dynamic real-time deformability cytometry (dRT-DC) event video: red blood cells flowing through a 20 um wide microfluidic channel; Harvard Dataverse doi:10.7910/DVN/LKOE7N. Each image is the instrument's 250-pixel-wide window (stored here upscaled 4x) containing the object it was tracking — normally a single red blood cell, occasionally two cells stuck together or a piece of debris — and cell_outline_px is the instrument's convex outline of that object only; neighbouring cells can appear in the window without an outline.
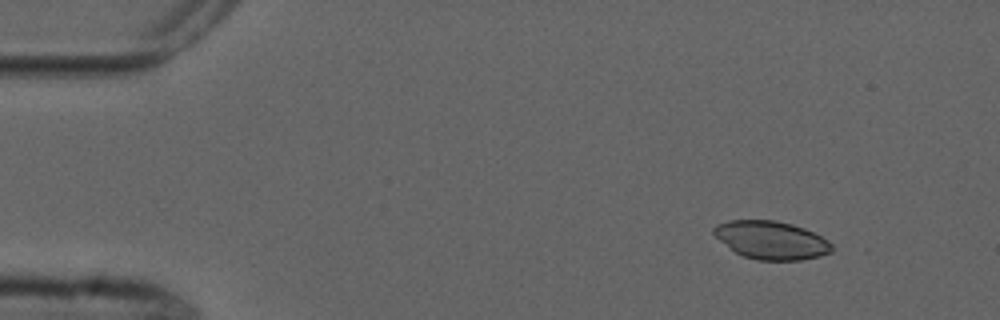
{"species": "common noctule bat (a hibernating species)", "species_latin": "Nyctalus noctula", "temperature_condition": "cold", "stored_images_in_passage": 4, "camera_frame_rate_fps": 3000, "um_per_image_px": 0.085, "animal": {"sex": "male", "forearm_length_mm": 52.5}, "frame": {"image": 1, "passage_image": 1, "time_ms": 0.0, "image_size_px": [1000, 320], "cell_outline_px": [[832, 252], [820, 256], [800, 260], [756, 260], [744, 256], [736, 252], [720, 240], [712, 232], [712, 228], [716, 224], [728, 220], [772, 220], [792, 224], [804, 228], [828, 240], [832, 244]], "centroid_in_image_um": [65.55, 20.41], "position_along_channel_um": 19.4, "area_um2": 26.13}}